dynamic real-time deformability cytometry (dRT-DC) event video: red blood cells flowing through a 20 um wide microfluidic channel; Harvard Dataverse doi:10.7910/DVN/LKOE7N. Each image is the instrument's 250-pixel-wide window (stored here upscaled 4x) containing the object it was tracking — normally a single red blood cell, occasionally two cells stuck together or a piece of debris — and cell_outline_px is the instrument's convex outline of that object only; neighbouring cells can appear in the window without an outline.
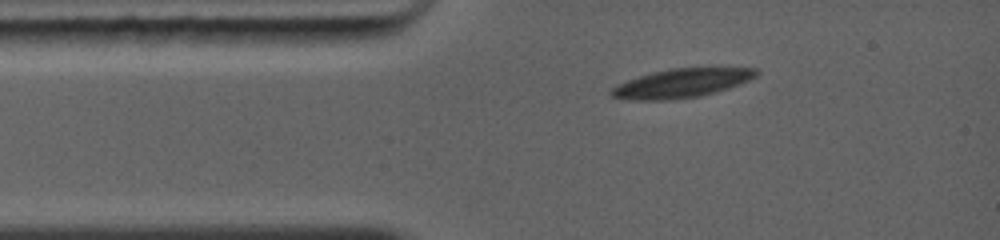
{"species": "common noctule bat (a hibernating species)", "species_latin": "Nyctalus noctula", "temperature_condition": "warm", "stored_images_in_passage": 31, "camera_frame_rate_fps": 5000, "um_per_image_px": 0.085, "animal": {"sex": "female", "body_mass_g": 19.0, "forearm_length_mm": 56.7}, "frame": {"image": 1, "passage_image": 1, "time_ms": 0.0, "image_size_px": [1000, 240], "cell_outline_px": [[760, 72], [756, 76], [740, 84], [728, 88], [700, 96], [672, 100], [628, 100], [612, 96], [608, 92], [616, 84], [652, 72], [672, 68], [756, 68]], "centroid_in_image_um": [57.91, 7.08], "position_along_channel_um": 27.1, "area_um2": 24.33}}
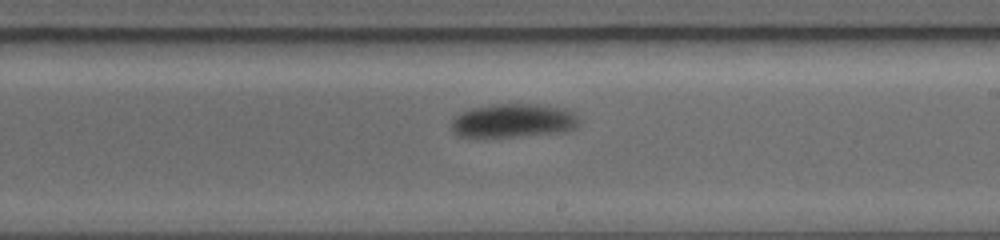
{"frame": {"image": 2, "passage_image": 14, "time_ms": 5.8, "image_size_px": [1000, 240], "cell_outline_px": [[580, 124], [576, 128], [568, 132], [472, 140], [456, 136], [452, 132], [452, 120], [460, 112], [472, 108], [492, 104], [536, 104], [568, 108], [576, 112], [580, 120]], "centroid_in_image_um": [43.63, 10.3], "position_along_channel_um": 245.4, "area_um2": 26.47}}
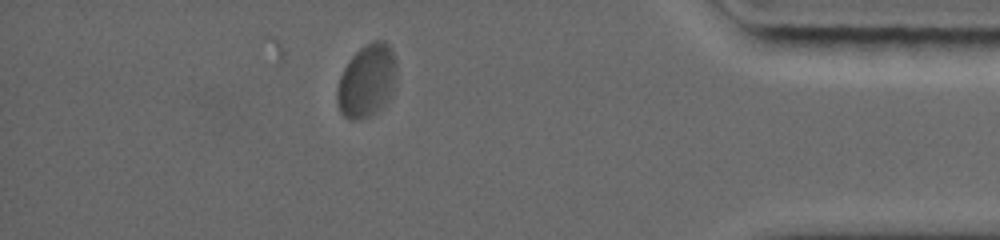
{"frame": {"image": 3, "passage_image": 27, "time_ms": 10.6, "image_size_px": [1000, 240], "cell_outline_px": [[396, 80], [384, 108], [368, 116], [356, 120], [348, 120], [340, 112], [336, 100], [336, 92], [340, 76], [348, 60], [360, 48], [372, 40], [384, 40], [392, 48], [396, 60]], "centroid_in_image_um": [31.18, 6.86], "position_along_channel_um": 404.0, "area_um2": 25.61}, "authors_computed_cell_mechanics": {"area_um2": 25.8944, "velocity_mm_per_s": 4.1108, "shape_relaxation_time_tau1_ms": 3.7341, "shape_relaxation_time_tau2_ms": null, "deformation_change_tau1": 0.1027, "deformation_change_tau2": null}}